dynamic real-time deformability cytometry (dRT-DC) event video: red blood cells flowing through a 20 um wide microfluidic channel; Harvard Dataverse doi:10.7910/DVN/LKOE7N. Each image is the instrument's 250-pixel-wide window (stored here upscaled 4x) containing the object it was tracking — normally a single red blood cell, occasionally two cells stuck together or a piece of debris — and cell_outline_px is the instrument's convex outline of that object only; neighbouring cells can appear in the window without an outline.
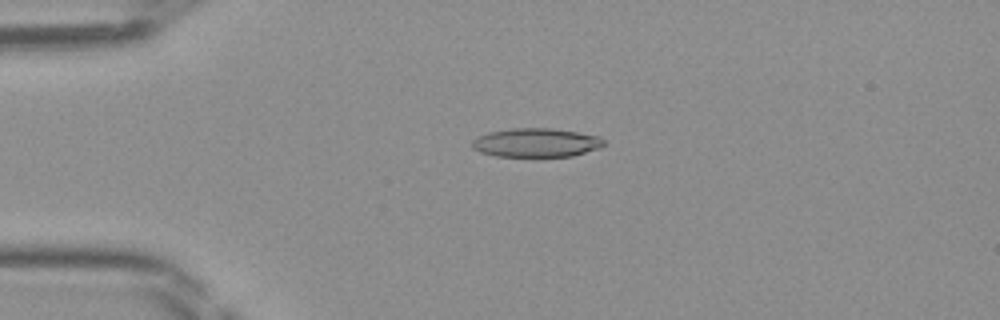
{"species": "Egyptian fruit bat (a non-hibernating species)", "species_latin": "Rousettus aegyptiacus", "temperature_condition": "room temperature", "stored_images_in_passage": 39, "camera_frame_rate_fps": 3000, "um_per_image_px": 0.085, "frame": {"image": 1, "passage_image": 3, "time_ms": 0.667, "image_size_px": [1000, 320], "cell_outline_px": [[604, 144], [600, 148], [572, 156], [496, 156], [480, 152], [472, 148], [472, 140], [476, 136], [488, 132], [512, 128], [552, 128], [600, 136], [604, 140]], "centroid_in_image_um": [45.55, 12.12], "position_along_channel_um": 39.5, "area_um2": 22.2}}
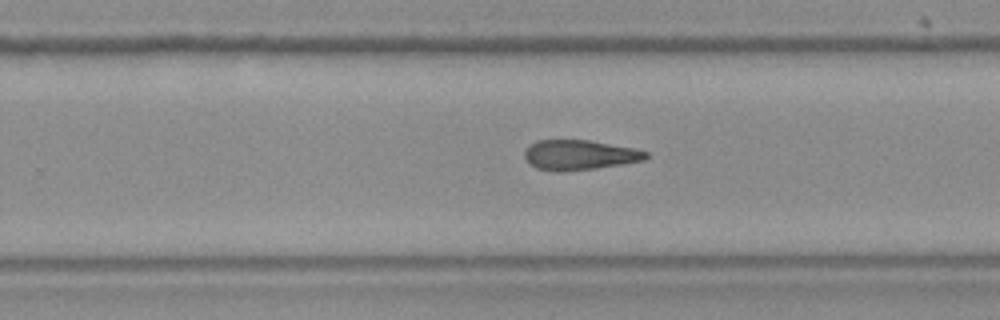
{"frame": {"image": 2, "passage_image": 22, "time_ms": 7.0, "image_size_px": [1000, 320], "cell_outline_px": [[648, 156], [644, 160], [624, 164], [596, 168], [536, 168], [528, 164], [524, 156], [524, 152], [536, 140], [588, 140], [632, 148], [648, 152]], "centroid_in_image_um": [49.29, 13.13], "position_along_channel_um": 280.5, "area_um2": 20.23}}
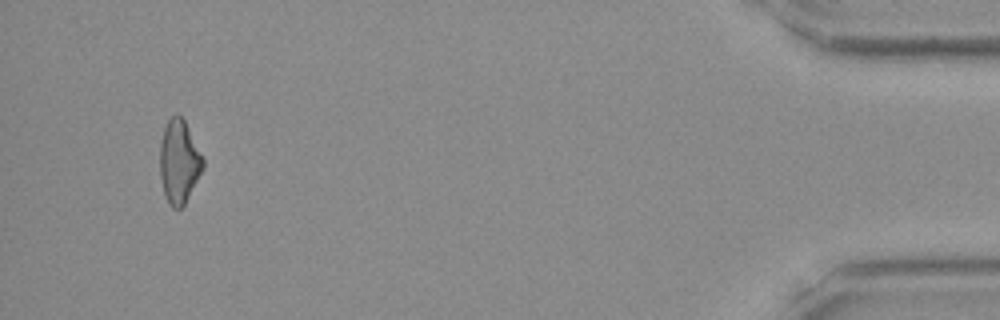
{"frame": {"image": 3, "passage_image": 37, "time_ms": 12.0, "image_size_px": [1000, 320], "cell_outline_px": [[204, 168], [184, 204], [180, 208], [172, 208], [168, 204], [164, 192], [160, 176], [160, 144], [164, 128], [168, 120], [176, 112], [184, 120], [204, 160]], "centroid_in_image_um": [15.21, 13.75], "position_along_channel_um": 420.0, "area_um2": 20.69}}